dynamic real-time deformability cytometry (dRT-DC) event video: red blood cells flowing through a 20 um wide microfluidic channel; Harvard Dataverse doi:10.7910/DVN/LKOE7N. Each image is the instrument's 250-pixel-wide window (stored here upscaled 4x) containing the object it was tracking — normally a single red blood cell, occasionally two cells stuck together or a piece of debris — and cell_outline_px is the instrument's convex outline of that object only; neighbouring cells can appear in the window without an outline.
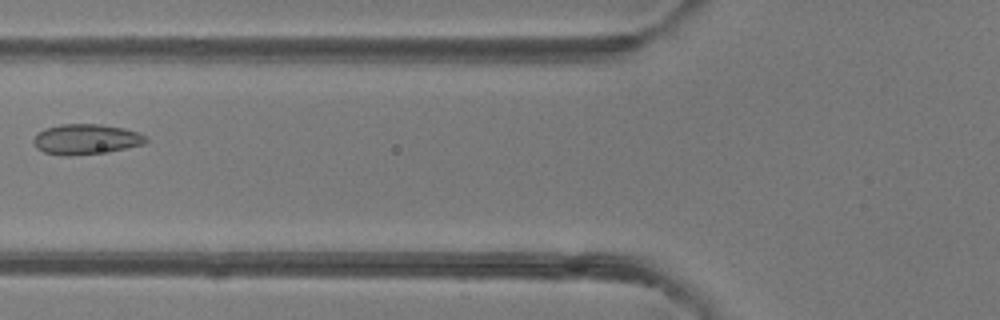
{"species": "common noctule bat (a hibernating species)", "species_latin": "Nyctalus noctula", "temperature_condition": "room temperature", "stored_images_in_passage": 6, "camera_frame_rate_fps": 3000, "um_per_image_px": 0.085, "animal": {"sex": "female"}, "frame": {"image": 1, "passage_image": 6, "time_ms": 5.667, "image_size_px": [1000, 320], "cell_outline_px": [[148, 140], [144, 144], [108, 152], [72, 156], [64, 156], [44, 152], [36, 148], [32, 140], [44, 128], [60, 124], [100, 124], [124, 128], [148, 136]], "centroid_in_image_um": [7.32, 11.84], "position_along_channel_um": 118.5, "area_um2": 20.0}}